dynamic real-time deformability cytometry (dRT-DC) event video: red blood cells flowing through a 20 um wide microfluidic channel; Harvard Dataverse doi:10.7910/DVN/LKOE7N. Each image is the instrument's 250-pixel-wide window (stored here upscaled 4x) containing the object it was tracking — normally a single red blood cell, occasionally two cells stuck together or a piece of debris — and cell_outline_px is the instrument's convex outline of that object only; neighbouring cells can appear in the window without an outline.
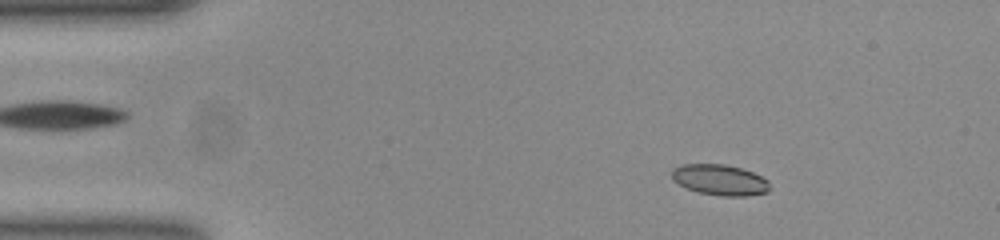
{"species": "common noctule bat (a hibernating species)", "species_latin": "Nyctalus noctula", "temperature_condition": "room temperature", "stored_images_in_passage": 52, "camera_frame_rate_fps": 3000, "um_per_image_px": 0.085, "animal": {"sex": "female", "body_mass_g": 23.0, "forearm_length_mm": 53.4}, "frame": {"image": 1, "passage_image": 7, "time_ms": 2.0, "image_size_px": [1000, 240], "cell_outline_px": [[768, 192], [748, 196], [720, 196], [696, 192], [672, 180], [672, 168], [680, 164], [724, 164], [740, 168], [752, 172], [768, 180]], "centroid_in_image_um": [61.16, 15.29], "position_along_channel_um": 23.8, "area_um2": 17.57}}
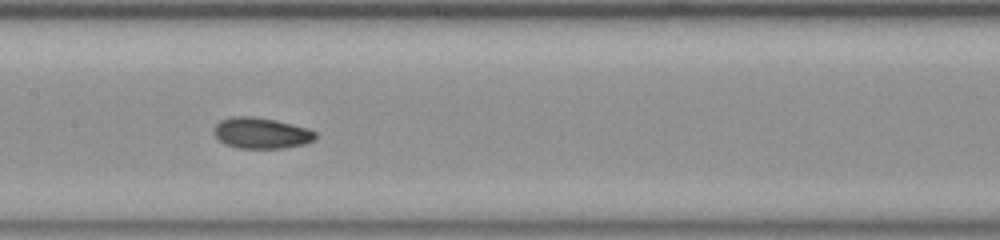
{"frame": {"image": 2, "passage_image": 25, "time_ms": 8.0, "image_size_px": [1000, 240], "cell_outline_px": [[316, 136], [312, 140], [304, 144], [284, 148], [240, 148], [224, 144], [212, 132], [212, 128], [220, 120], [232, 116], [252, 116], [276, 120], [308, 128], [316, 132]], "centroid_in_image_um": [22.17, 11.3], "position_along_channel_um": 185.2, "area_um2": 18.38}}
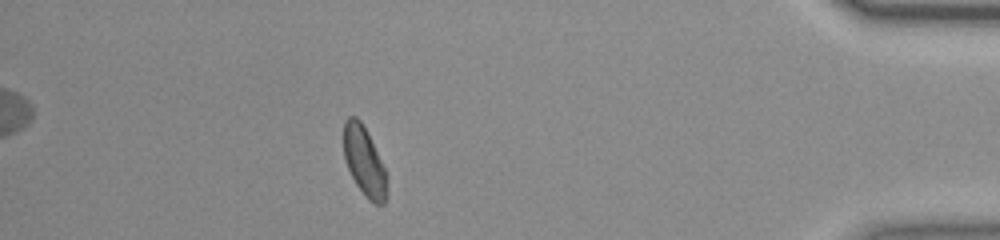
{"frame": {"image": 3, "passage_image": 46, "time_ms": 15.0, "image_size_px": [1000, 240], "cell_outline_px": [[388, 176], [384, 204], [376, 204], [368, 200], [356, 184], [344, 160], [344, 120], [348, 116], [356, 116], [360, 120]], "centroid_in_image_um": [30.94, 13.73], "position_along_channel_um": 404.3, "area_um2": 17.05}, "authors_computed_cell_mechanics": {"area_um2": 17.7446, "velocity_mm_per_s": 3.8541, "shape_relaxation_time_tau1_ms": 5.0699, "shape_relaxation_time_tau2_ms": 3.6849, "deformation_change_tau1": 0.1177, "deformation_change_tau2": 0.0753}}